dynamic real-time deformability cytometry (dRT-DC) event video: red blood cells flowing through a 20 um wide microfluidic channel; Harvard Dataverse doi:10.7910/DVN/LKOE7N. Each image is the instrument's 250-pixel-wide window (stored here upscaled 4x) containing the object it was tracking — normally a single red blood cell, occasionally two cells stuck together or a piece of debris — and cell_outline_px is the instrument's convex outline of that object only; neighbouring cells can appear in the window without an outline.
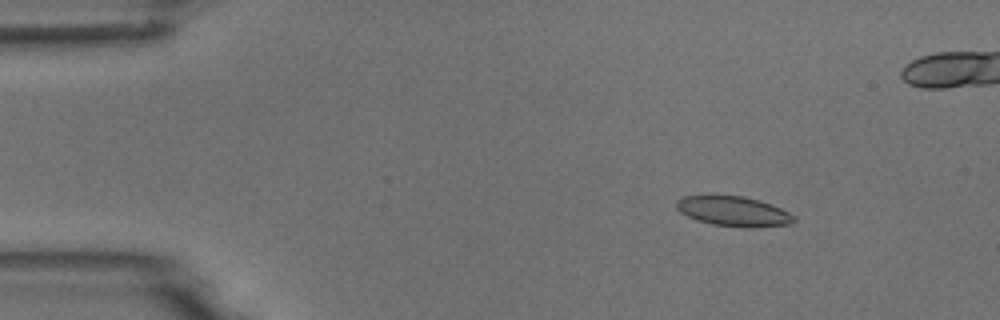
{"species": "common noctule bat (a hibernating species)", "species_latin": "Nyctalus noctula", "temperature_condition": "room temperature", "stored_images_in_passage": 5, "camera_frame_rate_fps": 3000, "um_per_image_px": 0.085, "animal": {"sex": "male", "body_mass_g": 18.8}, "frame": {"image": 1, "passage_image": 2, "time_ms": 2.0, "image_size_px": [1000, 320], "cell_outline_px": [[796, 220], [788, 224], [752, 228], [744, 228], [712, 224], [696, 220], [680, 212], [676, 208], [676, 200], [684, 196], [744, 196], [780, 208], [796, 216]], "centroid_in_image_um": [62.33, 17.98], "position_along_channel_um": 22.7, "area_um2": 20.29}}